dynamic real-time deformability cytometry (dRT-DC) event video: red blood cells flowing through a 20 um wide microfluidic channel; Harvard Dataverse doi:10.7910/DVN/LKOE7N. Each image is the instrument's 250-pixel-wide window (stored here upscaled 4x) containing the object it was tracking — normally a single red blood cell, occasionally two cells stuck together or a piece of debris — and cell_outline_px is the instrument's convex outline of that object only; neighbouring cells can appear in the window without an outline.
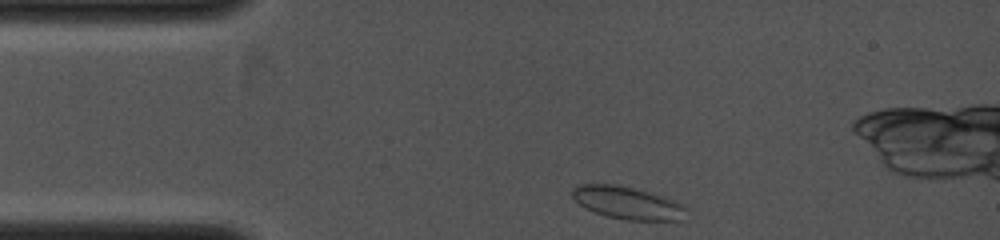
{"species": "common noctule bat (a hibernating species)", "species_latin": "Nyctalus noctula", "temperature_condition": "cold", "stored_images_in_passage": 17, "camera_frame_rate_fps": 4000, "um_per_image_px": 0.085, "animal": {"sex": "female", "body_mass_g": 19.0, "forearm_length_mm": 53.3}, "frame": {"image": 1, "passage_image": 1, "time_ms": 0.0, "image_size_px": [1000, 240], "cell_outline_px": [[684, 208], [680, 220], [628, 220], [608, 216], [596, 212], [580, 204], [572, 196], [572, 188], [580, 184], [612, 184], [632, 188], [648, 192], [672, 200], [680, 204]], "centroid_in_image_um": [53.26, 17.23], "position_along_channel_um": 31.7, "area_um2": 20.75}}
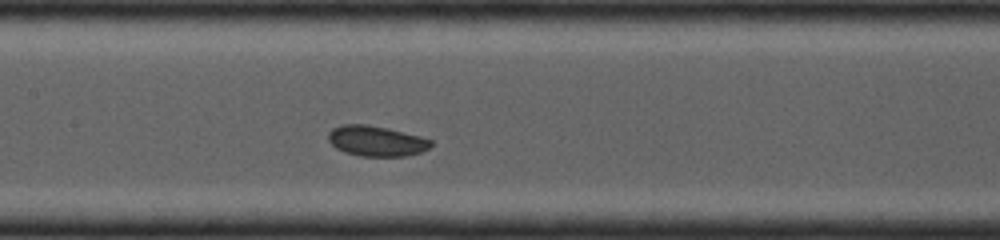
{"frame": {"image": 2, "passage_image": 11, "time_ms": 3.5, "image_size_px": [1000, 240], "cell_outline_px": [[432, 144], [428, 148], [420, 152], [408, 156], [360, 156], [344, 152], [336, 148], [328, 140], [328, 132], [332, 128], [340, 124], [368, 124], [388, 128], [420, 136], [432, 140]], "centroid_in_image_um": [31.96, 11.97], "position_along_channel_um": 175.4, "area_um2": 18.32}}
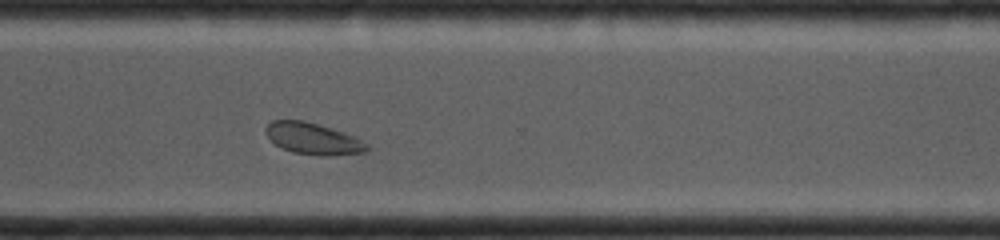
{"frame": {"image": 3, "passage_image": 17, "time_ms": 6.75, "image_size_px": [1000, 240], "cell_outline_px": [[368, 148], [364, 152], [292, 152], [280, 148], [264, 132], [264, 128], [272, 120], [304, 120], [356, 136], [368, 144]], "centroid_in_image_um": [26.51, 11.7], "position_along_channel_um": 344.1, "area_um2": 17.46}}